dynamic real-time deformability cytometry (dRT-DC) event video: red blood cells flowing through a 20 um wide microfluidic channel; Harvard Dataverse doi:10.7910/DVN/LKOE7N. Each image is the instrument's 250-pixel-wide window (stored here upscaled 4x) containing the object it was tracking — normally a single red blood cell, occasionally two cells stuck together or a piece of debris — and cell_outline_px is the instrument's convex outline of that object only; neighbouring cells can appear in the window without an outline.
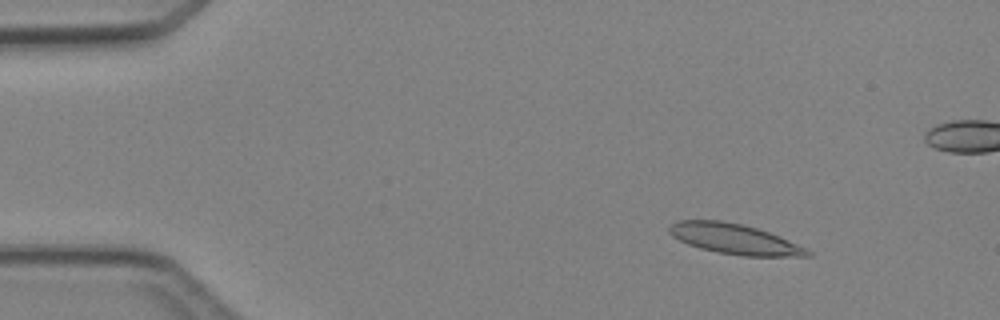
{"species": "Egyptian fruit bat (a non-hibernating species)", "species_latin": "Rousettus aegyptiacus", "temperature_condition": "cold", "stored_images_in_passage": 5, "camera_frame_rate_fps": 3000, "um_per_image_px": 0.085, "animal": {"sex": "female"}, "frame": {"image": 1, "passage_image": 2, "time_ms": 1.0, "image_size_px": [1000, 320], "cell_outline_px": [[812, 256], [744, 256], [720, 252], [700, 248], [688, 244], [672, 236], [668, 232], [668, 228], [672, 224], [680, 220], [720, 220], [740, 224], [756, 228], [780, 236], [808, 248], [812, 252]], "centroid_in_image_um": [62.46, 20.31], "position_along_channel_um": 22.5, "area_um2": 24.22}}